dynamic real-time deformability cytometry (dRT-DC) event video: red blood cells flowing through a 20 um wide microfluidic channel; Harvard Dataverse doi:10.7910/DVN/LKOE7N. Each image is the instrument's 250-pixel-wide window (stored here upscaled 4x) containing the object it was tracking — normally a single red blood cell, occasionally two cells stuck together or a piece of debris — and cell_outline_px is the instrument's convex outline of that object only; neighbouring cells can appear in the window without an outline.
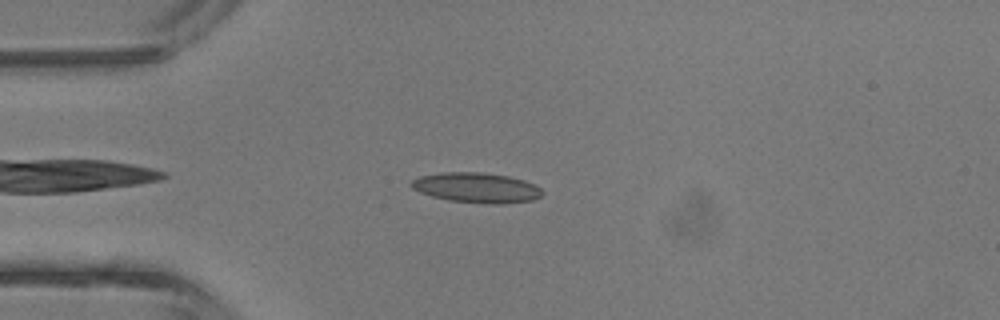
{"species": "common noctule bat (a hibernating species)", "species_latin": "Nyctalus noctula", "temperature_condition": "room temperature", "stored_images_in_passage": 31, "camera_frame_rate_fps": 3000, "um_per_image_px": 0.085, "animal": {"sex": "male", "body_mass_g": 13.3}, "frame": {"image": 1, "passage_image": 4, "time_ms": 1.0, "image_size_px": [1000, 320], "cell_outline_px": [[544, 192], [540, 196], [532, 200], [504, 204], [484, 204], [448, 200], [432, 196], [420, 192], [412, 188], [408, 184], [412, 180], [420, 176], [440, 172], [484, 172], [508, 176], [524, 180], [536, 184]], "centroid_in_image_um": [40.51, 15.95], "position_along_channel_um": 44.5, "area_um2": 23.24}}
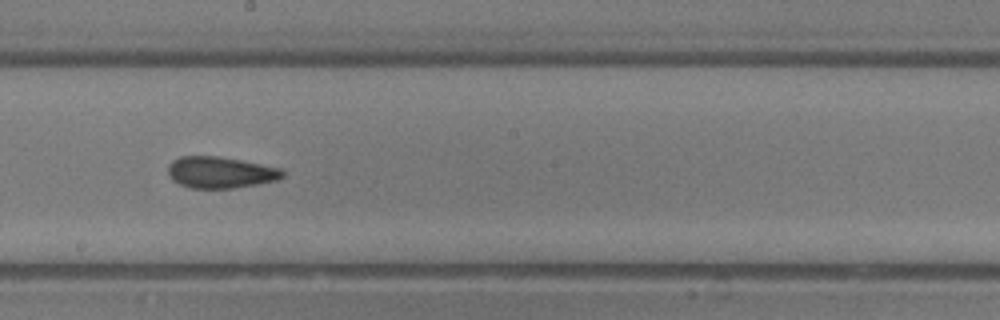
{"frame": {"image": 2, "passage_image": 17, "time_ms": 5.333, "image_size_px": [1000, 320], "cell_outline_px": [[284, 176], [280, 180], [232, 188], [192, 188], [180, 184], [172, 180], [168, 176], [168, 164], [172, 160], [180, 156], [216, 156], [240, 160], [280, 168], [284, 172]], "centroid_in_image_um": [18.71, 14.65], "position_along_channel_um": 229.5, "area_um2": 20.98}}
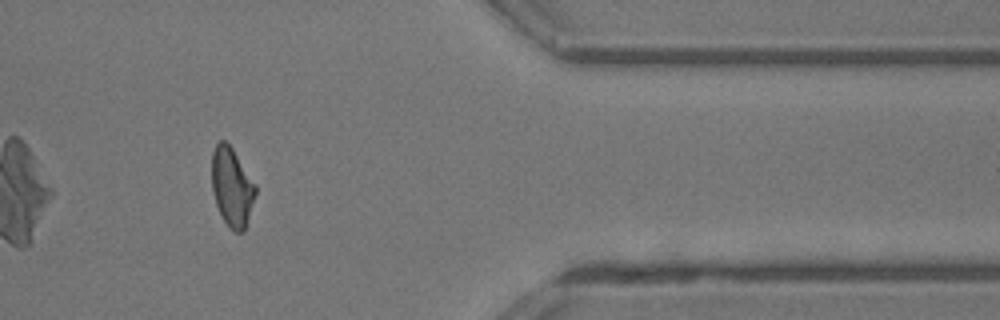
{"frame": {"image": 3, "passage_image": 29, "time_ms": 9.333, "image_size_px": [1000, 320], "cell_outline_px": [[256, 192], [244, 232], [236, 232], [228, 228], [216, 204], [212, 192], [212, 152], [216, 144], [220, 140], [224, 140], [232, 148], [256, 184]], "centroid_in_image_um": [19.71, 15.9], "position_along_channel_um": 391.7, "area_um2": 20.0}, "authors_computed_cell_mechanics": {"area_um2": 21.097, "velocity_mm_per_s": 4.7053, "shape_relaxation_time_tau1_ms": null, "shape_relaxation_time_tau2_ms": 1.9704, "deformation_change_tau1": null, "deformation_change_tau2": 0.0968}}